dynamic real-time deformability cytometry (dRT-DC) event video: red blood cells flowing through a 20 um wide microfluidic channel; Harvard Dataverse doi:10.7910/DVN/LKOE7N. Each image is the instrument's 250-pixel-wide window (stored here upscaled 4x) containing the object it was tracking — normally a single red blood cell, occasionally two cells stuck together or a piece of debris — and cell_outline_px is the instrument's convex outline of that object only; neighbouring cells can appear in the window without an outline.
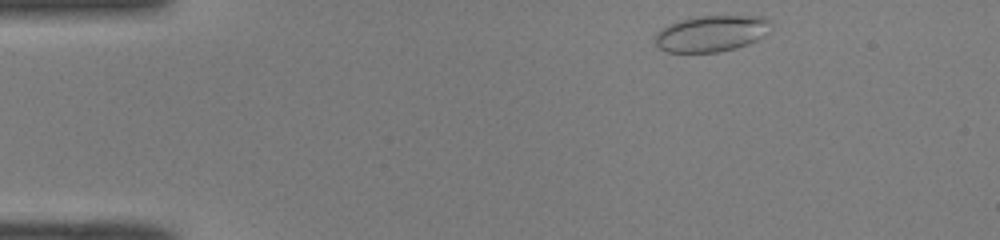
{"species": "common noctule bat (a hibernating species)", "species_latin": "Nyctalus noctula", "temperature_condition": "room temperature", "stored_images_in_passage": 44, "camera_frame_rate_fps": 3000, "um_per_image_px": 0.085, "animal": {"sex": "male", "body_mass_g": 19.0, "forearm_length_mm": 50.8}, "frame": {"image": 1, "passage_image": 2, "time_ms": 0.333, "image_size_px": [1000, 240], "cell_outline_px": [[772, 24], [756, 40], [748, 44], [736, 48], [716, 52], [668, 52], [660, 48], [656, 44], [656, 32], [668, 24], [680, 20], [696, 16], [764, 16], [772, 20]], "centroid_in_image_um": [60.45, 2.83], "position_along_channel_um": 24.5, "area_um2": 24.28}}
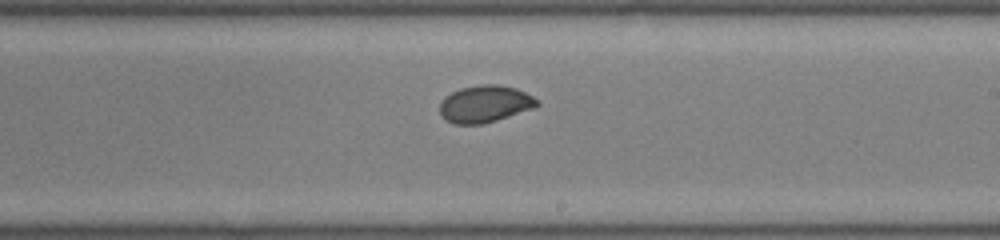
{"frame": {"image": 2, "passage_image": 24, "time_ms": 7.667, "image_size_px": [1000, 240], "cell_outline_px": [[540, 104], [532, 108], [496, 120], [480, 124], [452, 124], [444, 120], [440, 116], [440, 104], [444, 96], [460, 88], [484, 84], [500, 84], [516, 88], [540, 100]], "centroid_in_image_um": [41.18, 8.83], "position_along_channel_um": 247.8, "area_um2": 21.04}}
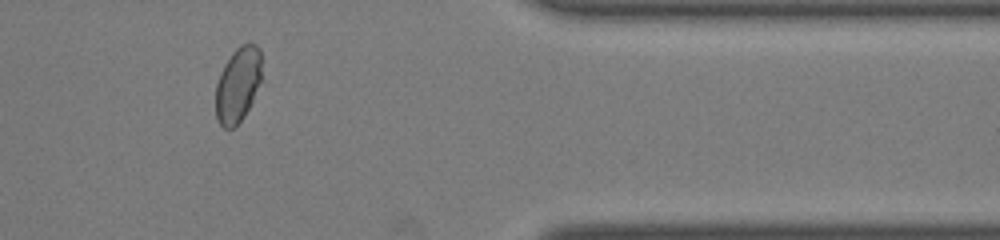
{"frame": {"image": 3, "passage_image": 36, "time_ms": 11.667, "image_size_px": [1000, 240], "cell_outline_px": [[260, 80], [252, 100], [244, 116], [232, 128], [224, 128], [220, 124], [216, 116], [216, 84], [220, 72], [224, 64], [232, 52], [240, 44], [248, 40], [256, 44], [260, 48]], "centroid_in_image_um": [20.2, 7.13], "position_along_channel_um": 391.2, "area_um2": 20.0}, "authors_computed_cell_mechanics": {"area_um2": 21.6461, "velocity_mm_per_s": 4.0843, "shape_relaxation_time_tau1_ms": 2.9522, "shape_relaxation_time_tau2_ms": null, "deformation_change_tau1": 0.0958, "deformation_change_tau2": null}}